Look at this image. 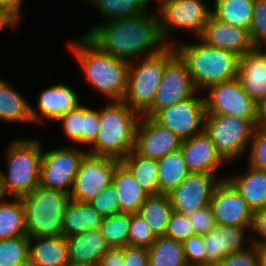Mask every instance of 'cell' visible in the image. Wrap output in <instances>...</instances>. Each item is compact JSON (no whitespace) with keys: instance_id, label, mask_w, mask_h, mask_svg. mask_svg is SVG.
<instances>
[{"instance_id":"cell-1","label":"cell","mask_w":266,"mask_h":266,"mask_svg":"<svg viewBox=\"0 0 266 266\" xmlns=\"http://www.w3.org/2000/svg\"><path fill=\"white\" fill-rule=\"evenodd\" d=\"M84 35L104 52L129 62L155 55L168 46L161 36L157 11L95 24Z\"/></svg>"},{"instance_id":"cell-2","label":"cell","mask_w":266,"mask_h":266,"mask_svg":"<svg viewBox=\"0 0 266 266\" xmlns=\"http://www.w3.org/2000/svg\"><path fill=\"white\" fill-rule=\"evenodd\" d=\"M69 47L80 63L90 85L111 101H123L130 62L104 52L86 35L71 41Z\"/></svg>"},{"instance_id":"cell-3","label":"cell","mask_w":266,"mask_h":266,"mask_svg":"<svg viewBox=\"0 0 266 266\" xmlns=\"http://www.w3.org/2000/svg\"><path fill=\"white\" fill-rule=\"evenodd\" d=\"M98 110L99 133L96 141L86 151L92 155L121 160L135 148L136 129L141 114L124 101H110Z\"/></svg>"},{"instance_id":"cell-4","label":"cell","mask_w":266,"mask_h":266,"mask_svg":"<svg viewBox=\"0 0 266 266\" xmlns=\"http://www.w3.org/2000/svg\"><path fill=\"white\" fill-rule=\"evenodd\" d=\"M197 43L175 42L176 52L187 63L190 76L198 89L237 78L239 56L235 53L211 47L199 38Z\"/></svg>"},{"instance_id":"cell-5","label":"cell","mask_w":266,"mask_h":266,"mask_svg":"<svg viewBox=\"0 0 266 266\" xmlns=\"http://www.w3.org/2000/svg\"><path fill=\"white\" fill-rule=\"evenodd\" d=\"M5 150L7 171L0 170V184L4 196L21 198L39 186L42 144L38 139L12 141Z\"/></svg>"},{"instance_id":"cell-6","label":"cell","mask_w":266,"mask_h":266,"mask_svg":"<svg viewBox=\"0 0 266 266\" xmlns=\"http://www.w3.org/2000/svg\"><path fill=\"white\" fill-rule=\"evenodd\" d=\"M29 238L62 235L65 207L69 194L38 186L21 197Z\"/></svg>"},{"instance_id":"cell-7","label":"cell","mask_w":266,"mask_h":266,"mask_svg":"<svg viewBox=\"0 0 266 266\" xmlns=\"http://www.w3.org/2000/svg\"><path fill=\"white\" fill-rule=\"evenodd\" d=\"M174 45L161 52L129 63L127 89L123 101L141 115L153 104L166 63L176 54ZM134 63V64H133Z\"/></svg>"},{"instance_id":"cell-8","label":"cell","mask_w":266,"mask_h":266,"mask_svg":"<svg viewBox=\"0 0 266 266\" xmlns=\"http://www.w3.org/2000/svg\"><path fill=\"white\" fill-rule=\"evenodd\" d=\"M158 1L157 13L163 41L168 46L172 45L170 38L175 29L192 32L197 40L211 16L212 8L204 0Z\"/></svg>"},{"instance_id":"cell-9","label":"cell","mask_w":266,"mask_h":266,"mask_svg":"<svg viewBox=\"0 0 266 266\" xmlns=\"http://www.w3.org/2000/svg\"><path fill=\"white\" fill-rule=\"evenodd\" d=\"M256 120L227 115H206V133L211 137L217 152L226 161L238 159L248 149Z\"/></svg>"},{"instance_id":"cell-10","label":"cell","mask_w":266,"mask_h":266,"mask_svg":"<svg viewBox=\"0 0 266 266\" xmlns=\"http://www.w3.org/2000/svg\"><path fill=\"white\" fill-rule=\"evenodd\" d=\"M119 163L120 160L114 157L86 153L75 176L70 199L89 203L112 184Z\"/></svg>"},{"instance_id":"cell-11","label":"cell","mask_w":266,"mask_h":266,"mask_svg":"<svg viewBox=\"0 0 266 266\" xmlns=\"http://www.w3.org/2000/svg\"><path fill=\"white\" fill-rule=\"evenodd\" d=\"M78 147L54 148L42 154L39 186L70 194L82 158Z\"/></svg>"},{"instance_id":"cell-12","label":"cell","mask_w":266,"mask_h":266,"mask_svg":"<svg viewBox=\"0 0 266 266\" xmlns=\"http://www.w3.org/2000/svg\"><path fill=\"white\" fill-rule=\"evenodd\" d=\"M197 92L187 63L176 53L165 65L153 104L142 115L153 118L160 110L192 97Z\"/></svg>"},{"instance_id":"cell-13","label":"cell","mask_w":266,"mask_h":266,"mask_svg":"<svg viewBox=\"0 0 266 266\" xmlns=\"http://www.w3.org/2000/svg\"><path fill=\"white\" fill-rule=\"evenodd\" d=\"M204 96L206 115H227L246 120L257 119V103L242 89L239 80L211 85Z\"/></svg>"},{"instance_id":"cell-14","label":"cell","mask_w":266,"mask_h":266,"mask_svg":"<svg viewBox=\"0 0 266 266\" xmlns=\"http://www.w3.org/2000/svg\"><path fill=\"white\" fill-rule=\"evenodd\" d=\"M197 93L171 107L160 110L153 119L182 141L200 134L205 128V100Z\"/></svg>"},{"instance_id":"cell-15","label":"cell","mask_w":266,"mask_h":266,"mask_svg":"<svg viewBox=\"0 0 266 266\" xmlns=\"http://www.w3.org/2000/svg\"><path fill=\"white\" fill-rule=\"evenodd\" d=\"M225 178L226 176L217 178L216 175L208 173H190L168 194L173 211L188 215L209 205L215 187Z\"/></svg>"},{"instance_id":"cell-16","label":"cell","mask_w":266,"mask_h":266,"mask_svg":"<svg viewBox=\"0 0 266 266\" xmlns=\"http://www.w3.org/2000/svg\"><path fill=\"white\" fill-rule=\"evenodd\" d=\"M209 205L217 224L251 227L254 212L226 179L215 187Z\"/></svg>"},{"instance_id":"cell-17","label":"cell","mask_w":266,"mask_h":266,"mask_svg":"<svg viewBox=\"0 0 266 266\" xmlns=\"http://www.w3.org/2000/svg\"><path fill=\"white\" fill-rule=\"evenodd\" d=\"M182 140L153 118L141 115L135 138L134 151L148 159L159 160L167 154L177 151Z\"/></svg>"},{"instance_id":"cell-18","label":"cell","mask_w":266,"mask_h":266,"mask_svg":"<svg viewBox=\"0 0 266 266\" xmlns=\"http://www.w3.org/2000/svg\"><path fill=\"white\" fill-rule=\"evenodd\" d=\"M251 227H237L215 224L214 227L203 235L206 254V264H218L226 256L246 249L244 243L252 244L251 238L245 239V232Z\"/></svg>"},{"instance_id":"cell-19","label":"cell","mask_w":266,"mask_h":266,"mask_svg":"<svg viewBox=\"0 0 266 266\" xmlns=\"http://www.w3.org/2000/svg\"><path fill=\"white\" fill-rule=\"evenodd\" d=\"M37 100L39 111L30 106L34 124H44L43 119L56 122L61 116L81 105L76 91L61 81L44 89Z\"/></svg>"},{"instance_id":"cell-20","label":"cell","mask_w":266,"mask_h":266,"mask_svg":"<svg viewBox=\"0 0 266 266\" xmlns=\"http://www.w3.org/2000/svg\"><path fill=\"white\" fill-rule=\"evenodd\" d=\"M198 38L211 47L233 52L239 57L254 48L248 30L219 21L212 15Z\"/></svg>"},{"instance_id":"cell-21","label":"cell","mask_w":266,"mask_h":266,"mask_svg":"<svg viewBox=\"0 0 266 266\" xmlns=\"http://www.w3.org/2000/svg\"><path fill=\"white\" fill-rule=\"evenodd\" d=\"M180 149L191 173H208L219 178L218 168H221L220 165L226 161L217 152L205 130L190 139L183 140Z\"/></svg>"},{"instance_id":"cell-22","label":"cell","mask_w":266,"mask_h":266,"mask_svg":"<svg viewBox=\"0 0 266 266\" xmlns=\"http://www.w3.org/2000/svg\"><path fill=\"white\" fill-rule=\"evenodd\" d=\"M237 79L257 104L266 99V48L254 47L239 57Z\"/></svg>"},{"instance_id":"cell-23","label":"cell","mask_w":266,"mask_h":266,"mask_svg":"<svg viewBox=\"0 0 266 266\" xmlns=\"http://www.w3.org/2000/svg\"><path fill=\"white\" fill-rule=\"evenodd\" d=\"M69 263L81 266H98L102 256L110 249L100 229L66 237Z\"/></svg>"},{"instance_id":"cell-24","label":"cell","mask_w":266,"mask_h":266,"mask_svg":"<svg viewBox=\"0 0 266 266\" xmlns=\"http://www.w3.org/2000/svg\"><path fill=\"white\" fill-rule=\"evenodd\" d=\"M67 264H69V253L65 236L29 238V266H66Z\"/></svg>"},{"instance_id":"cell-25","label":"cell","mask_w":266,"mask_h":266,"mask_svg":"<svg viewBox=\"0 0 266 266\" xmlns=\"http://www.w3.org/2000/svg\"><path fill=\"white\" fill-rule=\"evenodd\" d=\"M248 203L254 212L266 206V172L250 165L241 175H226L225 178Z\"/></svg>"},{"instance_id":"cell-26","label":"cell","mask_w":266,"mask_h":266,"mask_svg":"<svg viewBox=\"0 0 266 266\" xmlns=\"http://www.w3.org/2000/svg\"><path fill=\"white\" fill-rule=\"evenodd\" d=\"M103 217L87 202L69 200L63 216L62 235L65 237L100 229Z\"/></svg>"},{"instance_id":"cell-27","label":"cell","mask_w":266,"mask_h":266,"mask_svg":"<svg viewBox=\"0 0 266 266\" xmlns=\"http://www.w3.org/2000/svg\"><path fill=\"white\" fill-rule=\"evenodd\" d=\"M112 184L118 194L119 212L138 213L148 195L121 162L114 170Z\"/></svg>"},{"instance_id":"cell-28","label":"cell","mask_w":266,"mask_h":266,"mask_svg":"<svg viewBox=\"0 0 266 266\" xmlns=\"http://www.w3.org/2000/svg\"><path fill=\"white\" fill-rule=\"evenodd\" d=\"M157 164L160 194L171 193L191 173L184 161L181 149L163 156L157 160Z\"/></svg>"},{"instance_id":"cell-29","label":"cell","mask_w":266,"mask_h":266,"mask_svg":"<svg viewBox=\"0 0 266 266\" xmlns=\"http://www.w3.org/2000/svg\"><path fill=\"white\" fill-rule=\"evenodd\" d=\"M173 208L169 195H150L138 210V215L149 225L156 237L165 236Z\"/></svg>"},{"instance_id":"cell-30","label":"cell","mask_w":266,"mask_h":266,"mask_svg":"<svg viewBox=\"0 0 266 266\" xmlns=\"http://www.w3.org/2000/svg\"><path fill=\"white\" fill-rule=\"evenodd\" d=\"M120 162L135 177L148 196L160 194L157 181L159 170L157 160L144 158L133 150Z\"/></svg>"},{"instance_id":"cell-31","label":"cell","mask_w":266,"mask_h":266,"mask_svg":"<svg viewBox=\"0 0 266 266\" xmlns=\"http://www.w3.org/2000/svg\"><path fill=\"white\" fill-rule=\"evenodd\" d=\"M255 0H214L211 15L219 21L249 31Z\"/></svg>"},{"instance_id":"cell-32","label":"cell","mask_w":266,"mask_h":266,"mask_svg":"<svg viewBox=\"0 0 266 266\" xmlns=\"http://www.w3.org/2000/svg\"><path fill=\"white\" fill-rule=\"evenodd\" d=\"M30 106L15 88L0 79V120L33 123Z\"/></svg>"},{"instance_id":"cell-33","label":"cell","mask_w":266,"mask_h":266,"mask_svg":"<svg viewBox=\"0 0 266 266\" xmlns=\"http://www.w3.org/2000/svg\"><path fill=\"white\" fill-rule=\"evenodd\" d=\"M12 199L0 201V239L27 236L23 202Z\"/></svg>"},{"instance_id":"cell-34","label":"cell","mask_w":266,"mask_h":266,"mask_svg":"<svg viewBox=\"0 0 266 266\" xmlns=\"http://www.w3.org/2000/svg\"><path fill=\"white\" fill-rule=\"evenodd\" d=\"M148 266H188L183 244L166 236L156 237L148 248Z\"/></svg>"},{"instance_id":"cell-35","label":"cell","mask_w":266,"mask_h":266,"mask_svg":"<svg viewBox=\"0 0 266 266\" xmlns=\"http://www.w3.org/2000/svg\"><path fill=\"white\" fill-rule=\"evenodd\" d=\"M84 1V0H82ZM151 0H85L94 5L108 21L136 17L147 13V7Z\"/></svg>"},{"instance_id":"cell-36","label":"cell","mask_w":266,"mask_h":266,"mask_svg":"<svg viewBox=\"0 0 266 266\" xmlns=\"http://www.w3.org/2000/svg\"><path fill=\"white\" fill-rule=\"evenodd\" d=\"M131 213L119 212L103 217L100 231L109 248H123L128 245Z\"/></svg>"},{"instance_id":"cell-37","label":"cell","mask_w":266,"mask_h":266,"mask_svg":"<svg viewBox=\"0 0 266 266\" xmlns=\"http://www.w3.org/2000/svg\"><path fill=\"white\" fill-rule=\"evenodd\" d=\"M0 266H29V237L0 239Z\"/></svg>"},{"instance_id":"cell-38","label":"cell","mask_w":266,"mask_h":266,"mask_svg":"<svg viewBox=\"0 0 266 266\" xmlns=\"http://www.w3.org/2000/svg\"><path fill=\"white\" fill-rule=\"evenodd\" d=\"M249 39L254 47H266V0H255Z\"/></svg>"},{"instance_id":"cell-39","label":"cell","mask_w":266,"mask_h":266,"mask_svg":"<svg viewBox=\"0 0 266 266\" xmlns=\"http://www.w3.org/2000/svg\"><path fill=\"white\" fill-rule=\"evenodd\" d=\"M57 122H61L64 134L74 143L83 144L84 105L69 111L61 116Z\"/></svg>"},{"instance_id":"cell-40","label":"cell","mask_w":266,"mask_h":266,"mask_svg":"<svg viewBox=\"0 0 266 266\" xmlns=\"http://www.w3.org/2000/svg\"><path fill=\"white\" fill-rule=\"evenodd\" d=\"M155 239L156 236L146 221L137 213L131 214L128 245L149 248Z\"/></svg>"},{"instance_id":"cell-41","label":"cell","mask_w":266,"mask_h":266,"mask_svg":"<svg viewBox=\"0 0 266 266\" xmlns=\"http://www.w3.org/2000/svg\"><path fill=\"white\" fill-rule=\"evenodd\" d=\"M249 145L247 165L266 172V130L255 128Z\"/></svg>"},{"instance_id":"cell-42","label":"cell","mask_w":266,"mask_h":266,"mask_svg":"<svg viewBox=\"0 0 266 266\" xmlns=\"http://www.w3.org/2000/svg\"><path fill=\"white\" fill-rule=\"evenodd\" d=\"M193 235L195 233L188 216L173 211L167 224L165 236L183 243Z\"/></svg>"},{"instance_id":"cell-43","label":"cell","mask_w":266,"mask_h":266,"mask_svg":"<svg viewBox=\"0 0 266 266\" xmlns=\"http://www.w3.org/2000/svg\"><path fill=\"white\" fill-rule=\"evenodd\" d=\"M89 204L102 216L108 217L119 213L118 194L113 184L108 186Z\"/></svg>"},{"instance_id":"cell-44","label":"cell","mask_w":266,"mask_h":266,"mask_svg":"<svg viewBox=\"0 0 266 266\" xmlns=\"http://www.w3.org/2000/svg\"><path fill=\"white\" fill-rule=\"evenodd\" d=\"M185 260L188 266H199L206 264V254L203 235H193L183 243Z\"/></svg>"},{"instance_id":"cell-45","label":"cell","mask_w":266,"mask_h":266,"mask_svg":"<svg viewBox=\"0 0 266 266\" xmlns=\"http://www.w3.org/2000/svg\"><path fill=\"white\" fill-rule=\"evenodd\" d=\"M187 216L196 235H206L216 224L210 205L198 208Z\"/></svg>"},{"instance_id":"cell-46","label":"cell","mask_w":266,"mask_h":266,"mask_svg":"<svg viewBox=\"0 0 266 266\" xmlns=\"http://www.w3.org/2000/svg\"><path fill=\"white\" fill-rule=\"evenodd\" d=\"M217 266H259L254 244L240 252L226 256Z\"/></svg>"},{"instance_id":"cell-47","label":"cell","mask_w":266,"mask_h":266,"mask_svg":"<svg viewBox=\"0 0 266 266\" xmlns=\"http://www.w3.org/2000/svg\"><path fill=\"white\" fill-rule=\"evenodd\" d=\"M99 111L84 106L83 145L89 147L96 141L99 133Z\"/></svg>"},{"instance_id":"cell-48","label":"cell","mask_w":266,"mask_h":266,"mask_svg":"<svg viewBox=\"0 0 266 266\" xmlns=\"http://www.w3.org/2000/svg\"><path fill=\"white\" fill-rule=\"evenodd\" d=\"M249 231H251L252 234H255L254 238L251 237L252 244L266 241V206L254 211Z\"/></svg>"},{"instance_id":"cell-49","label":"cell","mask_w":266,"mask_h":266,"mask_svg":"<svg viewBox=\"0 0 266 266\" xmlns=\"http://www.w3.org/2000/svg\"><path fill=\"white\" fill-rule=\"evenodd\" d=\"M124 260V266H148V248L126 245Z\"/></svg>"},{"instance_id":"cell-50","label":"cell","mask_w":266,"mask_h":266,"mask_svg":"<svg viewBox=\"0 0 266 266\" xmlns=\"http://www.w3.org/2000/svg\"><path fill=\"white\" fill-rule=\"evenodd\" d=\"M124 247L110 248L99 261L98 266H124Z\"/></svg>"},{"instance_id":"cell-51","label":"cell","mask_w":266,"mask_h":266,"mask_svg":"<svg viewBox=\"0 0 266 266\" xmlns=\"http://www.w3.org/2000/svg\"><path fill=\"white\" fill-rule=\"evenodd\" d=\"M23 0H0V8L8 14L18 25Z\"/></svg>"},{"instance_id":"cell-52","label":"cell","mask_w":266,"mask_h":266,"mask_svg":"<svg viewBox=\"0 0 266 266\" xmlns=\"http://www.w3.org/2000/svg\"><path fill=\"white\" fill-rule=\"evenodd\" d=\"M255 128L266 130V99L257 104V119Z\"/></svg>"},{"instance_id":"cell-53","label":"cell","mask_w":266,"mask_h":266,"mask_svg":"<svg viewBox=\"0 0 266 266\" xmlns=\"http://www.w3.org/2000/svg\"><path fill=\"white\" fill-rule=\"evenodd\" d=\"M17 23L0 8V30L3 28H12L17 27Z\"/></svg>"},{"instance_id":"cell-54","label":"cell","mask_w":266,"mask_h":266,"mask_svg":"<svg viewBox=\"0 0 266 266\" xmlns=\"http://www.w3.org/2000/svg\"><path fill=\"white\" fill-rule=\"evenodd\" d=\"M258 256L259 266H266V243H253Z\"/></svg>"},{"instance_id":"cell-55","label":"cell","mask_w":266,"mask_h":266,"mask_svg":"<svg viewBox=\"0 0 266 266\" xmlns=\"http://www.w3.org/2000/svg\"><path fill=\"white\" fill-rule=\"evenodd\" d=\"M4 198H5V196L3 194L2 187H1V184H0V201L3 200Z\"/></svg>"},{"instance_id":"cell-56","label":"cell","mask_w":266,"mask_h":266,"mask_svg":"<svg viewBox=\"0 0 266 266\" xmlns=\"http://www.w3.org/2000/svg\"><path fill=\"white\" fill-rule=\"evenodd\" d=\"M199 266H217V264H204V265H199Z\"/></svg>"},{"instance_id":"cell-57","label":"cell","mask_w":266,"mask_h":266,"mask_svg":"<svg viewBox=\"0 0 266 266\" xmlns=\"http://www.w3.org/2000/svg\"><path fill=\"white\" fill-rule=\"evenodd\" d=\"M66 266H81V265H74V264H67Z\"/></svg>"}]
</instances>
